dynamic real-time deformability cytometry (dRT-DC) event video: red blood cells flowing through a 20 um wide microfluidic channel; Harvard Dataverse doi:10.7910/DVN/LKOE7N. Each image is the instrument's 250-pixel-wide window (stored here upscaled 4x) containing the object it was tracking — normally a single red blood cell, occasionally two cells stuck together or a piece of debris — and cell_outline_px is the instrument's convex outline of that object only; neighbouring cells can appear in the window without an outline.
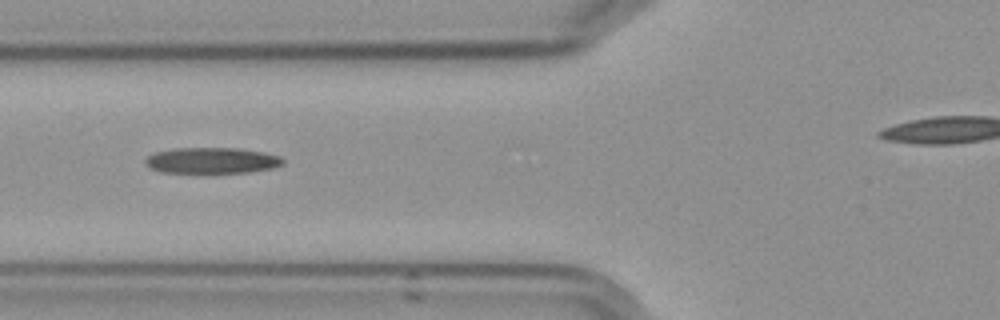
{"species": "Egyptian fruit bat (a non-hibernating species)", "species_latin": "Rousettus aegyptiacus", "temperature_condition": "cold", "stored_images_in_passage": 42, "camera_frame_rate_fps": 3000, "um_per_image_px": 0.085, "frame": {"image": 1, "passage_image": 13, "time_ms": 4.0, "image_size_px": [1000, 320], "cell_outline_px": [[284, 164], [272, 168], [248, 172], [160, 172], [152, 168], [144, 160], [148, 156], [156, 152], [176, 148], [240, 148], [264, 152], [280, 156], [284, 160]], "centroid_in_image_um": [18.06, 13.63], "position_along_channel_um": 107.7, "area_um2": 20.58}}